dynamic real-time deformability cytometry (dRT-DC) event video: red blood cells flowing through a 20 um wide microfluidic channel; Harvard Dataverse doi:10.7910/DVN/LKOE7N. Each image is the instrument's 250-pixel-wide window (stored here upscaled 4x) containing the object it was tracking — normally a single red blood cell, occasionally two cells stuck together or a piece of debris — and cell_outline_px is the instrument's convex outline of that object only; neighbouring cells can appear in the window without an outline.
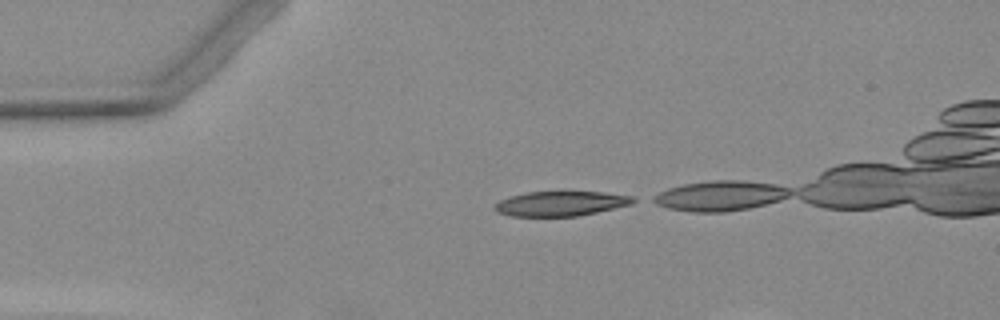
{"species": "Egyptian fruit bat (a non-hibernating species)", "species_latin": "Rousettus aegyptiacus", "temperature_condition": "warm", "stored_images_in_passage": 5, "camera_frame_rate_fps": 3000, "um_per_image_px": 0.085, "animal": {"sex": "female"}, "frame": {"image": 1, "passage_image": 1, "time_ms": 0.0, "image_size_px": [1000, 320], "cell_outline_px": [[640, 200], [632, 204], [596, 212], [576, 216], [512, 216], [496, 212], [492, 208], [492, 204], [500, 200], [512, 196], [528, 192], [604, 192], [636, 196]], "centroid_in_image_um": [47.69, 17.3], "position_along_channel_um": 37.3, "area_um2": 20.11}}